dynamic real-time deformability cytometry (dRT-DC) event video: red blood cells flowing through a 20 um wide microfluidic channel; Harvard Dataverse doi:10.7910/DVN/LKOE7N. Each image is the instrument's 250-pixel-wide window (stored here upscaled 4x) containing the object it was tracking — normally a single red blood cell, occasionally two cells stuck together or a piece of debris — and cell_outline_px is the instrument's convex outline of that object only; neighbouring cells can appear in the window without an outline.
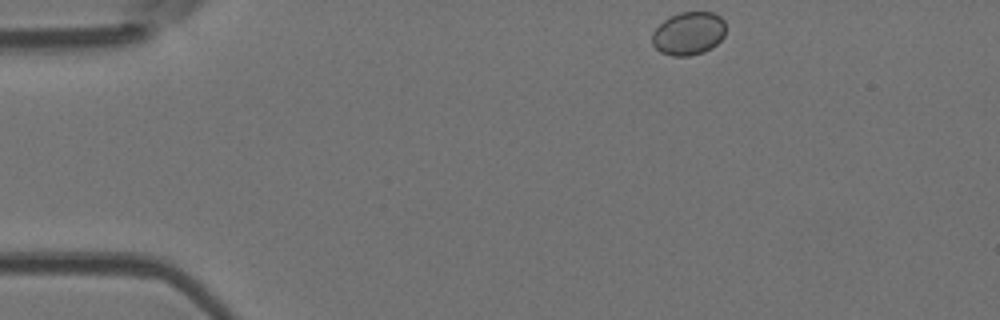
{"species": "Egyptian fruit bat (a non-hibernating species)", "species_latin": "Rousettus aegyptiacus", "temperature_condition": "room temperature", "stored_images_in_passage": 2, "camera_frame_rate_fps": 3000, "um_per_image_px": 0.085, "animal": {"sex": "female"}, "frame": {"image": 1, "passage_image": 1, "time_ms": 0.0, "image_size_px": [1000, 320], "cell_outline_px": [[724, 36], [712, 48], [704, 52], [688, 56], [672, 56], [660, 52], [652, 44], [652, 32], [664, 20], [680, 12], [712, 12], [720, 16], [724, 20]], "centroid_in_image_um": [58.52, 2.85], "position_along_channel_um": 26.5, "area_um2": 18.5}}